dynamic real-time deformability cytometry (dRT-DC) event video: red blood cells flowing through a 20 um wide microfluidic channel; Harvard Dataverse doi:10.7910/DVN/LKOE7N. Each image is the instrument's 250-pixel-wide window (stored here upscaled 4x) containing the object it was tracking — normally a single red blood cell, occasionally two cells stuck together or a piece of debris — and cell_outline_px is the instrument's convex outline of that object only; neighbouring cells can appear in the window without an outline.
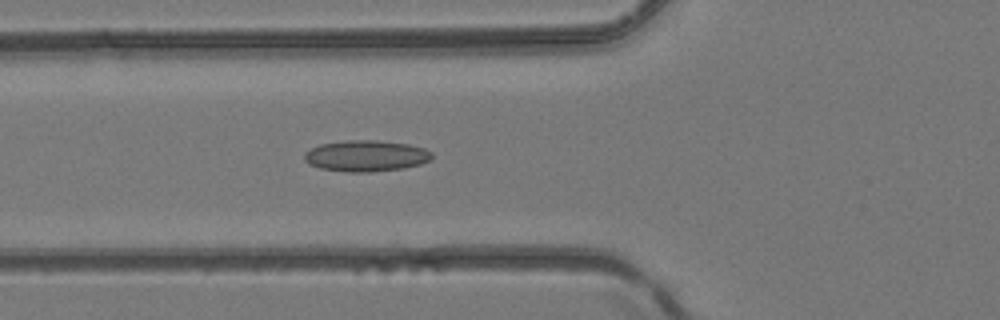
{"species": "common noctule bat (a hibernating species)", "species_latin": "Nyctalus noctula", "temperature_condition": "room temperature", "stored_images_in_passage": 7, "camera_frame_rate_fps": 3000, "um_per_image_px": 0.085, "animal": {"sex": "female", "body_mass_g": 24.6, "forearm_length_mm": 56.2}, "frame": {"image": 1, "passage_image": 6, "time_ms": 1.667, "image_size_px": [1000, 320], "cell_outline_px": [[432, 160], [420, 164], [404, 168], [368, 172], [348, 172], [320, 168], [308, 164], [304, 160], [304, 156], [312, 148], [320, 144], [344, 140], [376, 140], [408, 144], [424, 148], [432, 152]], "centroid_in_image_um": [31.13, 13.25], "position_along_channel_um": 94.7, "area_um2": 23.18}}